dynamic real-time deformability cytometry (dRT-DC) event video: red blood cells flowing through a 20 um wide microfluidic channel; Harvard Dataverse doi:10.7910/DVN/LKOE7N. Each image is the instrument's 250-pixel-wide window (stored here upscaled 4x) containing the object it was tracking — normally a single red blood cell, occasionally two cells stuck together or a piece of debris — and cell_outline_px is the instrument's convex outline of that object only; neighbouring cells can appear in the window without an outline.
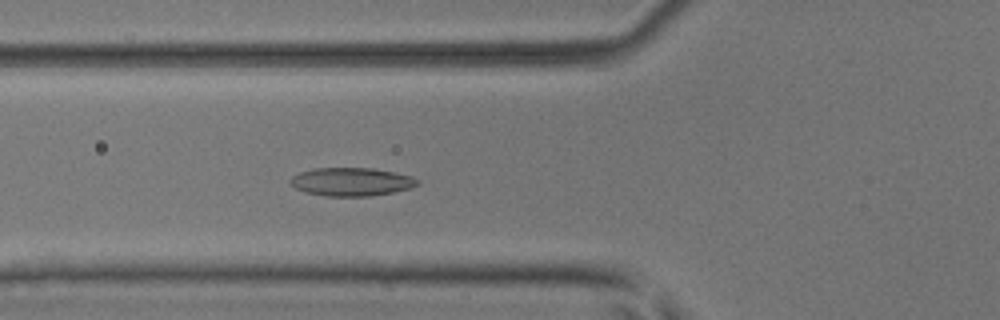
{"species": "common noctule bat (a hibernating species)", "species_latin": "Nyctalus noctula", "temperature_condition": "room temperature", "stored_images_in_passage": 53, "camera_frame_rate_fps": 3000, "um_per_image_px": 0.085, "animal": {"sex": "male", "body_mass_g": 17.9, "forearm_length_mm": 54.2}, "frame": {"image": 1, "passage_image": 20, "time_ms": 6.333, "image_size_px": [1000, 320], "cell_outline_px": [[420, 184], [408, 188], [392, 192], [368, 196], [324, 196], [304, 192], [288, 184], [288, 180], [292, 176], [300, 172], [316, 168], [372, 168], [412, 176], [420, 180]], "centroid_in_image_um": [29.82, 15.45], "position_along_channel_um": 96.0, "area_um2": 20.98}}
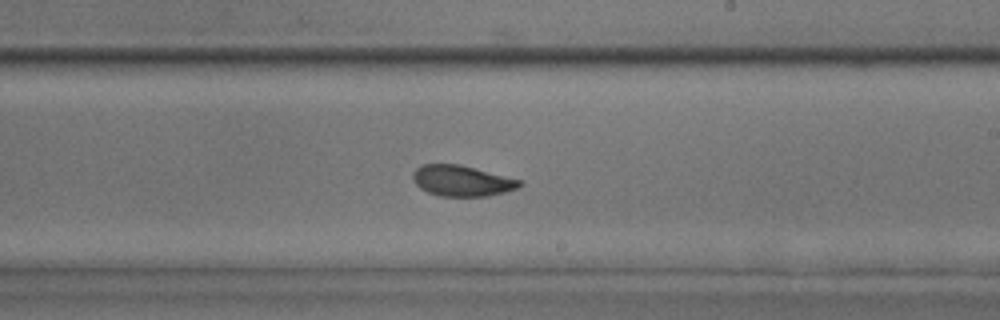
{"frame": {"image": 2, "passage_image": 32, "time_ms": 10.333, "image_size_px": [1000, 320], "cell_outline_px": [[524, 184], [516, 188], [504, 192], [488, 196], [440, 196], [428, 192], [420, 188], [416, 184], [412, 176], [412, 172], [420, 164], [460, 164], [524, 180]], "centroid_in_image_um": [39.28, 15.35], "position_along_channel_um": 249.7, "area_um2": 19.36}}
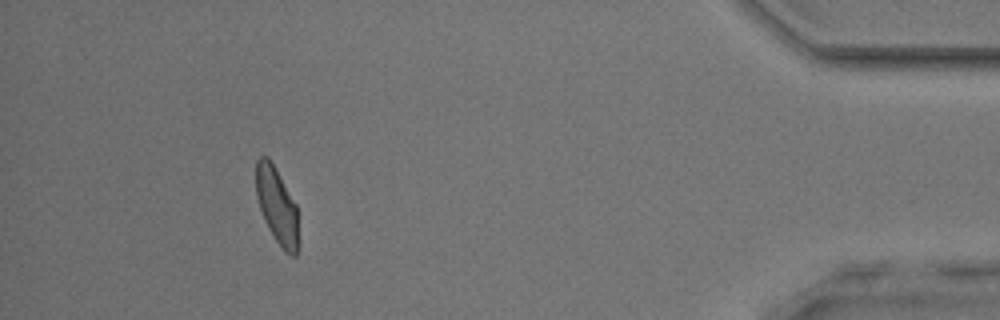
{"frame": {"image": 3, "passage_image": 49, "time_ms": 16.0, "image_size_px": [1000, 320], "cell_outline_px": [[300, 244], [296, 256], [292, 256], [284, 252], [276, 240], [264, 220], [256, 196], [256, 160], [260, 156], [268, 156], [296, 204]], "centroid_in_image_um": [23.56, 17.53], "position_along_channel_um": 411.6, "area_um2": 19.02}, "authors_computed_cell_mechanics": {"area_um2": 19.7098, "velocity_mm_per_s": 3.8567, "shape_relaxation_time_tau1_ms": 3.4704, "shape_relaxation_time_tau2_ms": 1.9513, "deformation_change_tau1": 0.1026, "deformation_change_tau2": 0.0745}}